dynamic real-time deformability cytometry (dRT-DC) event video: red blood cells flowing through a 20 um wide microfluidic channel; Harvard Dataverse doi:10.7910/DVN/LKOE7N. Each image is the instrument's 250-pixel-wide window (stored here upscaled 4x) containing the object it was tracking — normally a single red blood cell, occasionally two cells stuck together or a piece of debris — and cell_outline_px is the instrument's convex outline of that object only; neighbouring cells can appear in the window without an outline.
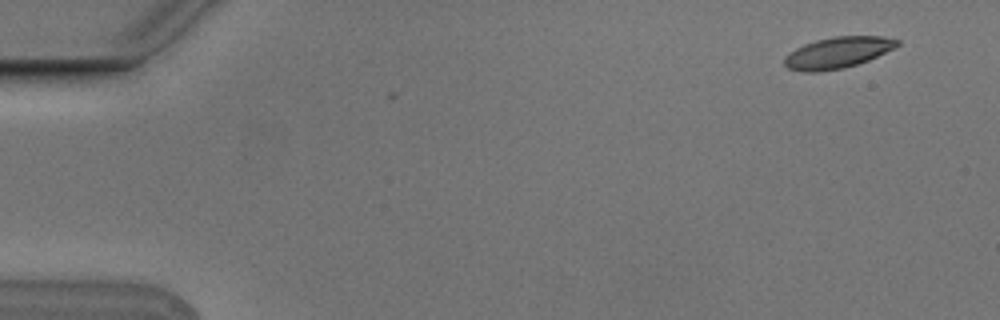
{"species": "Egyptian fruit bat (a non-hibernating species)", "species_latin": "Rousettus aegyptiacus", "temperature_condition": "cold", "stored_images_in_passage": 6, "camera_frame_rate_fps": 3000, "um_per_image_px": 0.085, "animal": {"sex": "male"}, "frame": {"image": 1, "passage_image": 1, "time_ms": 0.0, "image_size_px": [1000, 320], "cell_outline_px": [[900, 44], [868, 60], [844, 68], [816, 72], [800, 72], [788, 68], [784, 64], [784, 56], [796, 48], [804, 44], [816, 40], [836, 36], [884, 36], [900, 40]], "centroid_in_image_um": [71.16, 4.47], "position_along_channel_um": 13.8, "area_um2": 20.4}}
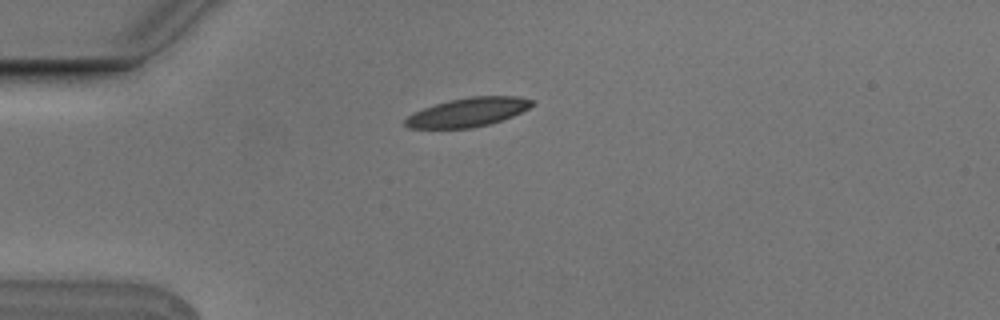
{"frame": {"image": 2, "passage_image": 4, "time_ms": 1.0, "image_size_px": [1000, 320], "cell_outline_px": [[536, 104], [512, 116], [488, 124], [472, 128], [408, 128], [404, 124], [404, 120], [412, 112], [448, 100], [472, 96], [516, 96], [536, 100]], "centroid_in_image_um": [39.78, 9.53], "position_along_channel_um": 45.2, "area_um2": 21.33}}